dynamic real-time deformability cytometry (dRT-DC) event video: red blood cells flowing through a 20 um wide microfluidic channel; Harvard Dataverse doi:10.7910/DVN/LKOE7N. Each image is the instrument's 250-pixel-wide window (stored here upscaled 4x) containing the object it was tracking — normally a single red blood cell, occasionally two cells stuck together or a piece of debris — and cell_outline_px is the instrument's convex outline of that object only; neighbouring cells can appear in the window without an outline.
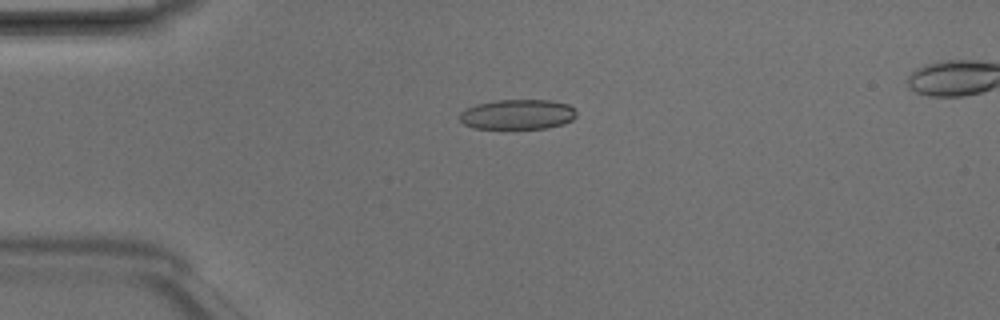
{"species": "Egyptian fruit bat (a non-hibernating species)", "species_latin": "Rousettus aegyptiacus", "temperature_condition": "room temperature", "stored_images_in_passage": 4, "camera_frame_rate_fps": 3000, "um_per_image_px": 0.085, "animal": {"sex": "male"}, "frame": {"image": 1, "passage_image": 3, "time_ms": 0.667, "image_size_px": [1000, 320], "cell_outline_px": [[576, 116], [572, 120], [564, 124], [544, 128], [472, 128], [464, 124], [460, 120], [460, 112], [476, 104], [496, 100], [548, 100], [568, 104], [576, 108]], "centroid_in_image_um": [44.02, 9.72], "position_along_channel_um": 41.0, "area_um2": 20.4}}